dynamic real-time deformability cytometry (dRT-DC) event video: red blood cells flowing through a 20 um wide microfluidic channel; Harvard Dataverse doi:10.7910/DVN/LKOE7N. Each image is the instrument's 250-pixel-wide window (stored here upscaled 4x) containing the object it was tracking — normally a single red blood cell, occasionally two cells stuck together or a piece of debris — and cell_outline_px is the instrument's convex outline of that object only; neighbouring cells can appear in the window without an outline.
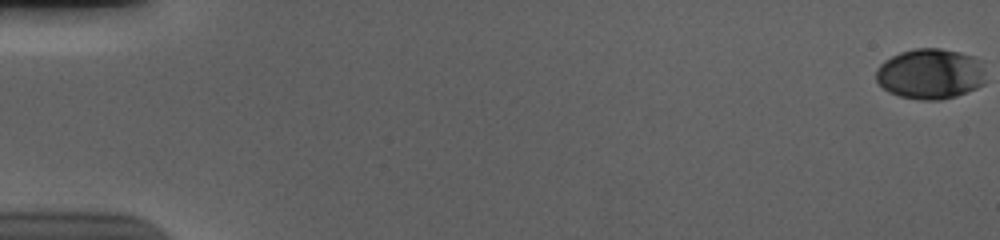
{"species": "human", "species_latin": "Homo sapiens", "temperature_condition": "cold", "stored_images_in_passage": 58, "camera_frame_rate_fps": 3000, "um_per_image_px": 0.085, "donor": {"sex": "male"}, "frame": {"image": 1, "passage_image": 1, "time_ms": 0.0, "image_size_px": [1000, 240], "cell_outline_px": [[984, 84], [976, 88], [956, 96], [940, 100], [920, 100], [900, 96], [888, 92], [876, 80], [876, 68], [884, 60], [900, 52], [916, 48], [940, 48], [960, 52], [976, 56], [984, 60]], "centroid_in_image_um": [79.11, 6.26], "position_along_channel_um": 5.9, "area_um2": 32.71}}
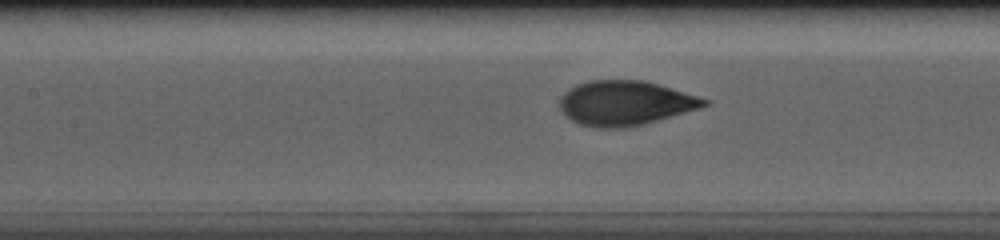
{"frame": {"image": 2, "passage_image": 28, "time_ms": 9.0, "image_size_px": [1000, 240], "cell_outline_px": [[712, 104], [700, 108], [644, 124], [624, 128], [596, 128], [580, 124], [572, 120], [560, 108], [560, 96], [564, 92], [576, 84], [592, 80], [644, 80], [712, 100]], "centroid_in_image_um": [53.17, 8.76], "position_along_channel_um": 154.2, "area_um2": 37.63}}
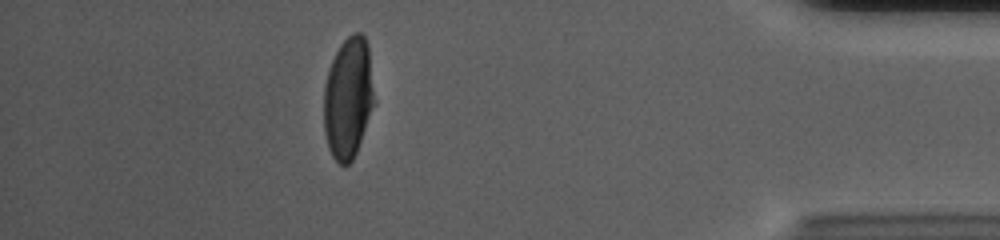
{"frame": {"image": 3, "passage_image": 52, "time_ms": 17.0, "image_size_px": [1000, 240], "cell_outline_px": [[376, 104], [356, 152], [352, 160], [344, 168], [332, 156], [328, 148], [324, 132], [324, 88], [328, 68], [340, 44], [352, 32], [360, 32], [364, 36], [368, 44], [376, 100]], "centroid_in_image_um": [29.62, 8.32], "position_along_channel_um": 405.6, "area_um2": 36.41}, "authors_computed_cell_mechanics": {"area_um2": 36.8475, "velocity_mm_per_s": 3.694, "shape_relaxation_time_tau1_ms": 3.5865, "shape_relaxation_time_tau2_ms": null, "deformation_change_tau1": 0.1805, "deformation_change_tau2": null}}